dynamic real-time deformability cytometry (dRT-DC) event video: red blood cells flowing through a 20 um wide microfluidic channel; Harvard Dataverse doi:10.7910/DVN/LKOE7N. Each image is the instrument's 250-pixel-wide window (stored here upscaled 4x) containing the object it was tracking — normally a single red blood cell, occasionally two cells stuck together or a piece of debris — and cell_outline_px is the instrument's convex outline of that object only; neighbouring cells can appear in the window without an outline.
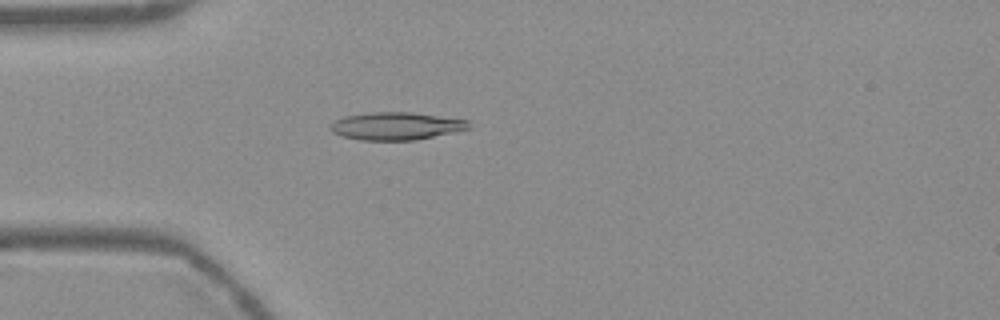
{"species": "Egyptian fruit bat (a non-hibernating species)", "species_latin": "Rousettus aegyptiacus", "temperature_condition": "warm", "stored_images_in_passage": 54, "camera_frame_rate_fps": 3000, "um_per_image_px": 0.085, "frame": {"image": 1, "passage_image": 15, "time_ms": 4.667, "image_size_px": [1000, 320], "cell_outline_px": [[472, 128], [416, 140], [360, 140], [340, 136], [332, 132], [328, 128], [328, 124], [344, 116], [368, 112], [412, 112], [468, 120]], "centroid_in_image_um": [33.63, 10.71], "position_along_channel_um": 51.4, "area_um2": 22.54}}
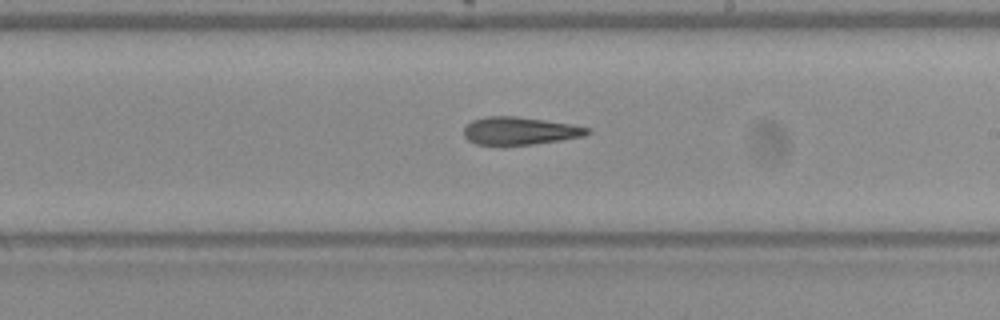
{"frame": {"image": 2, "passage_image": 31, "time_ms": 10.0, "image_size_px": [1000, 320], "cell_outline_px": [[592, 132], [584, 136], [560, 140], [532, 144], [476, 144], [468, 140], [464, 136], [464, 128], [472, 120], [484, 116], [512, 116], [544, 120], [592, 128]], "centroid_in_image_um": [44.18, 11.11], "position_along_channel_um": 244.8, "area_um2": 19.71}}
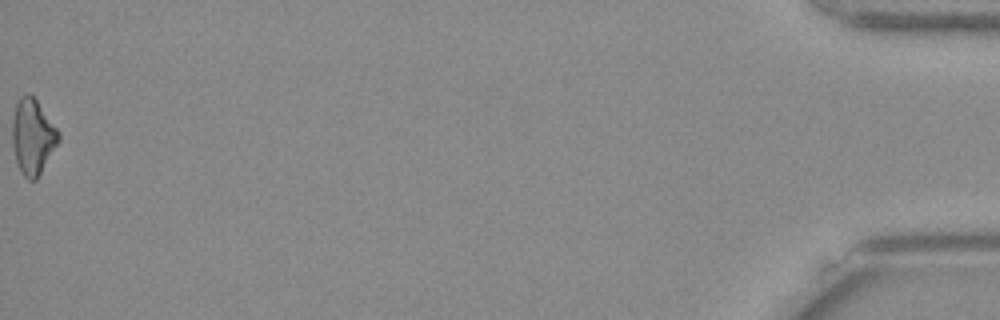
{"frame": {"image": 3, "passage_image": 54, "time_ms": 17.667, "image_size_px": [1000, 320], "cell_outline_px": [[60, 140], [36, 180], [28, 180], [20, 172], [16, 160], [12, 144], [12, 120], [16, 104], [20, 96], [28, 92], [36, 100], [60, 132]], "centroid_in_image_um": [2.77, 11.62], "position_along_channel_um": 432.4, "area_um2": 20.29}, "authors_computed_cell_mechanics": {"area_um2": 20.7502, "velocity_mm_per_s": 3.7883, "shape_relaxation_time_tau1_ms": null, "shape_relaxation_time_tau2_ms": 6.0, "deformation_change_tau1": null, "deformation_change_tau2": 0.1699}}